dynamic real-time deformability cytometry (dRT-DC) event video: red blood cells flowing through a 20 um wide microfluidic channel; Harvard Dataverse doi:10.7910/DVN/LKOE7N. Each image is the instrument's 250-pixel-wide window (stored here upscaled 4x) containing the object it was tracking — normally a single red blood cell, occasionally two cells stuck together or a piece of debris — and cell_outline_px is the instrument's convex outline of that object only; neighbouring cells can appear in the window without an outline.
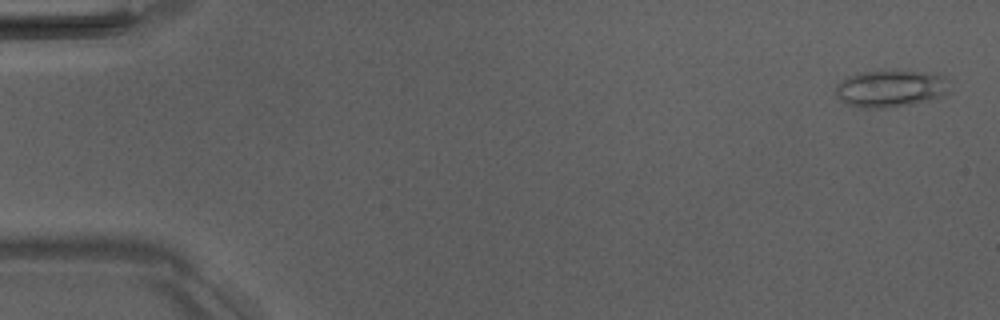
{"species": "Egyptian fruit bat (a non-hibernating species)", "species_latin": "Rousettus aegyptiacus", "temperature_condition": "room temperature", "stored_images_in_passage": 5, "camera_frame_rate_fps": 3000, "um_per_image_px": 0.085, "animal": {"sex": "male"}, "frame": {"image": 1, "passage_image": 1, "time_ms": 0.0, "image_size_px": [1000, 320], "cell_outline_px": [[948, 92], [944, 96], [912, 104], [888, 108], [860, 108], [844, 104], [836, 96], [836, 84], [840, 80], [848, 76], [860, 72], [884, 68], [896, 68], [932, 72], [944, 76], [948, 80]], "centroid_in_image_um": [75.69, 7.48], "position_along_channel_um": 9.3, "area_um2": 25.89}}